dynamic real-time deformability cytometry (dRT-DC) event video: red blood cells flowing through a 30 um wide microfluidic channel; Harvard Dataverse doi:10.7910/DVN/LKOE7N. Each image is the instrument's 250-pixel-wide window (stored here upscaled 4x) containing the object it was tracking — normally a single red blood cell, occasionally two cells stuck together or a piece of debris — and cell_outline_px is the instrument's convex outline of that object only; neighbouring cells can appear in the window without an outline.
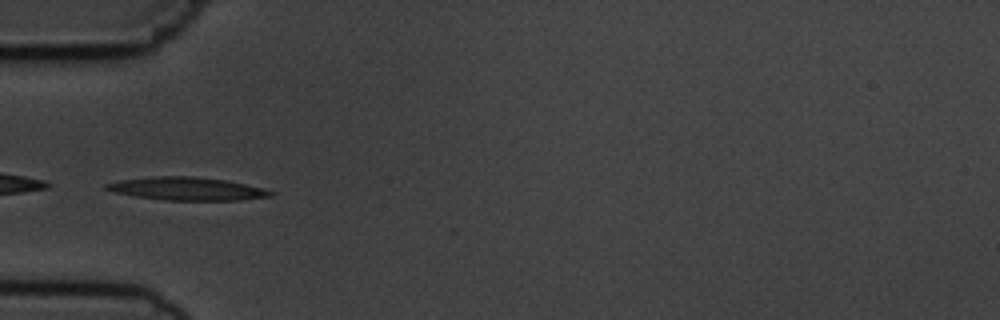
{"species": "common noctule bat (a hibernating species)", "species_latin": "Nyctalus noctula", "temperature_condition": "cold", "stored_images_in_passage": 6, "camera_frame_rate_fps": 3000, "um_per_image_px": 0.085, "animal": {"sex": "male", "body_mass_g": 19.5, "forearm_length_mm": 54.6}, "frame": {"image": 1, "passage_image": 5, "time_ms": 4.667, "image_size_px": [1000, 320], "cell_outline_px": [[276, 192], [272, 196], [240, 200], [164, 200], [136, 196], [116, 192], [104, 188], [104, 184], [120, 180], [152, 176], [192, 176], [228, 180], [264, 188]], "centroid_in_image_um": [15.94, 16.03], "position_along_channel_um": 69.1, "area_um2": 22.08}}
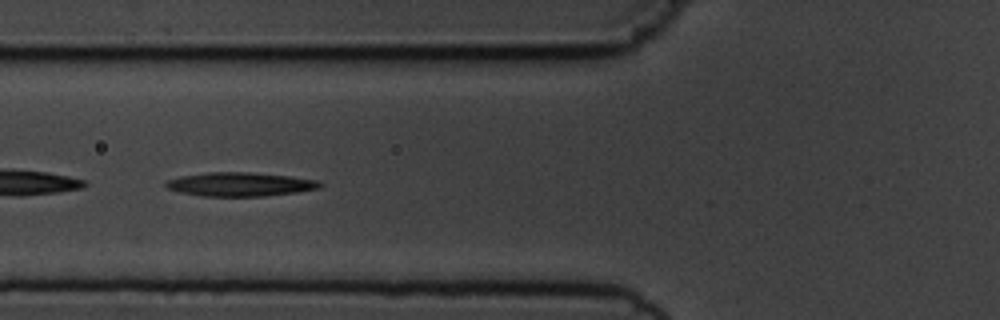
{"frame": {"image": 2, "passage_image": 6, "time_ms": 5.667, "image_size_px": [1000, 320], "cell_outline_px": [[324, 184], [320, 188], [296, 192], [264, 196], [204, 196], [180, 192], [168, 188], [164, 184], [168, 180], [180, 176], [208, 172], [248, 172], [288, 176], [320, 180]], "centroid_in_image_um": [20.44, 15.66], "position_along_channel_um": 105.4, "area_um2": 21.33}}